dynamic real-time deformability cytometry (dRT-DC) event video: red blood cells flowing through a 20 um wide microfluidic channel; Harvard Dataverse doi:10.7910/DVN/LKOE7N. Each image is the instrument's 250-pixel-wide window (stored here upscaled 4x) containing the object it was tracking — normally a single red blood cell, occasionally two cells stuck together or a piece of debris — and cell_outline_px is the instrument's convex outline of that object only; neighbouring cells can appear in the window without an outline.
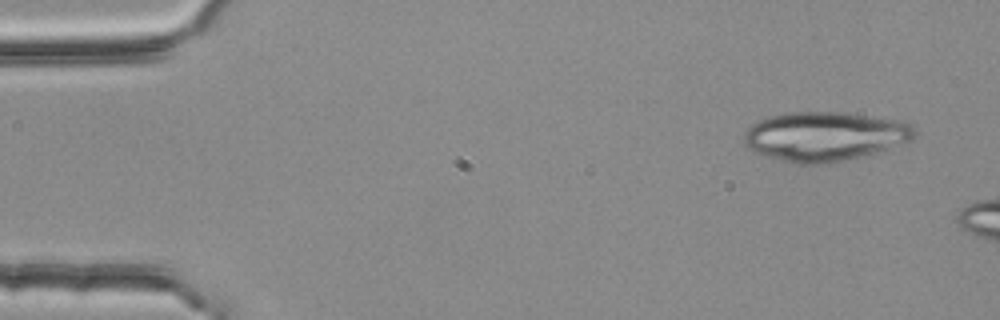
{"species": "common noctule bat (a hibernating species)", "species_latin": "Nyctalus noctula", "temperature_condition": "room temperature", "stored_images_in_passage": 2, "camera_frame_rate_fps": 3000, "um_per_image_px": 0.085, "animal": {"sex": "female", "body_mass_g": 25.1}, "frame": {"image": 1, "passage_image": 1, "time_ms": 0.0, "image_size_px": [1000, 320], "cell_outline_px": [[916, 136], [912, 140], [872, 152], [844, 160], [820, 164], [800, 164], [752, 152], [744, 144], [744, 136], [748, 128], [752, 124], [768, 116], [788, 112], [836, 112], [904, 120], [912, 124], [916, 128]], "centroid_in_image_um": [70.09, 11.57], "position_along_channel_um": 14.9, "area_um2": 48.55}}